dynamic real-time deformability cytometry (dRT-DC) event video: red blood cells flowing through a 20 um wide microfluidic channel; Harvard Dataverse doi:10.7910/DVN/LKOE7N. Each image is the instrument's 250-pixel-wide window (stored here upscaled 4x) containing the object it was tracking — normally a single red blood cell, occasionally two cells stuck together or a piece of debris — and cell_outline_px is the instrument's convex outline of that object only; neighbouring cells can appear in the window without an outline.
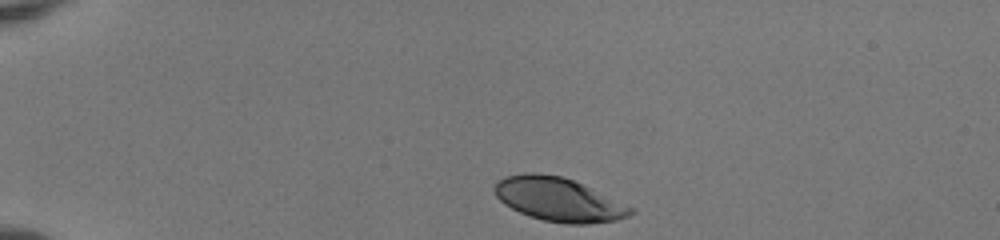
{"species": "human", "species_latin": "Homo sapiens", "temperature_condition": "room temperature", "stored_images_in_passage": 36, "camera_frame_rate_fps": 3000, "um_per_image_px": 0.085, "donor": {"sex": "female"}, "frame": {"image": 1, "passage_image": 1, "time_ms": 0.0, "image_size_px": [1000, 240], "cell_outline_px": [[636, 212], [628, 216], [616, 220], [588, 224], [564, 224], [544, 220], [528, 216], [504, 204], [496, 196], [492, 188], [496, 180], [508, 176], [528, 172], [540, 172], [560, 176], [572, 180], [636, 208]], "centroid_in_image_um": [47.47, 16.96], "position_along_channel_um": 37.5, "area_um2": 34.74}}
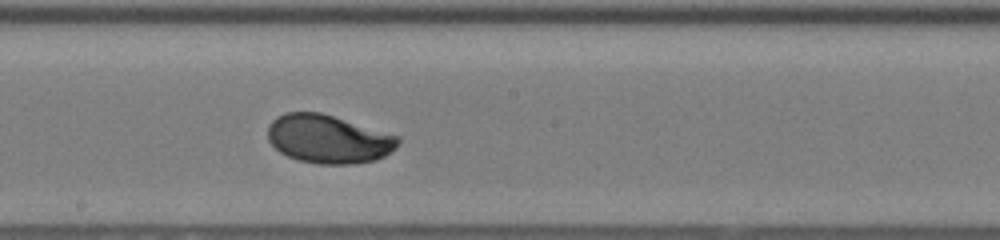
{"frame": {"image": 2, "passage_image": 20, "time_ms": 6.333, "image_size_px": [1000, 240], "cell_outline_px": [[400, 140], [396, 148], [384, 156], [376, 160], [356, 164], [320, 164], [300, 160], [288, 156], [280, 152], [268, 140], [268, 124], [276, 116], [288, 112], [320, 112], [400, 136]], "centroid_in_image_um": [27.92, 11.82], "position_along_channel_um": 220.3, "area_um2": 36.82}}
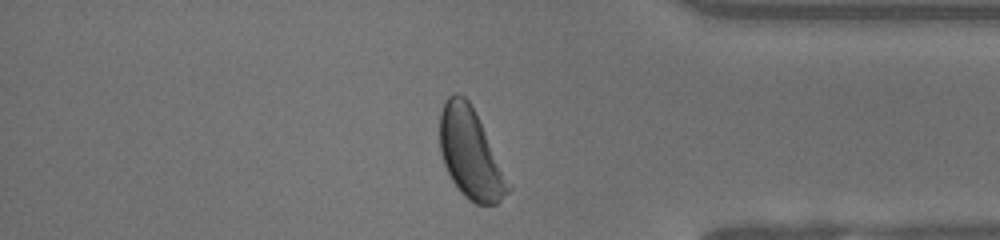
{"frame": {"image": 3, "passage_image": 34, "time_ms": 11.0, "image_size_px": [1000, 240], "cell_outline_px": [[512, 188], [496, 204], [476, 204], [464, 196], [460, 192], [452, 180], [444, 164], [440, 152], [440, 112], [448, 96], [452, 92], [456, 92], [464, 96], [468, 100]], "centroid_in_image_um": [39.95, 13.07], "position_along_channel_um": 395.2, "area_um2": 34.91}, "authors_computed_cell_mechanics": {"area_um2": 35.8938, "velocity_mm_per_s": 3.9981, "shape_relaxation_time_tau1_ms": 1.8129, "shape_relaxation_time_tau2_ms": null, "deformation_change_tau1": 0.125, "deformation_change_tau2": null}}